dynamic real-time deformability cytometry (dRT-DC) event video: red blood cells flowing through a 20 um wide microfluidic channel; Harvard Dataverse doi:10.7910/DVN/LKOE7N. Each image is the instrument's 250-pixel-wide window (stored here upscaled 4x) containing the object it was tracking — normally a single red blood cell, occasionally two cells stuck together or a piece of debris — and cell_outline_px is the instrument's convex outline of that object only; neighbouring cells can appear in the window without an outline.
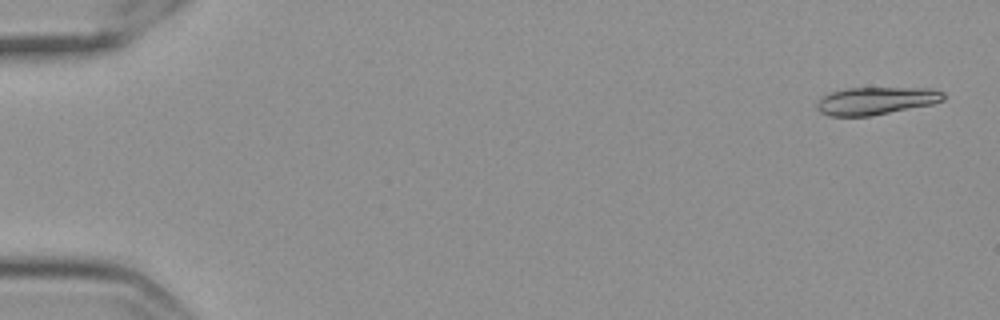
{"species": "Egyptian fruit bat (a non-hibernating species)", "species_latin": "Rousettus aegyptiacus", "temperature_condition": "cold", "stored_images_in_passage": 57, "camera_frame_rate_fps": 3000, "um_per_image_px": 0.085, "frame": {"image": 1, "passage_image": 2, "time_ms": 0.333, "image_size_px": [1000, 320], "cell_outline_px": [[944, 100], [932, 104], [868, 116], [828, 116], [820, 112], [816, 108], [816, 104], [824, 96], [832, 92], [848, 88], [932, 88], [944, 92]], "centroid_in_image_um": [74.47, 8.56], "position_along_channel_um": 10.5, "area_um2": 20.17}}
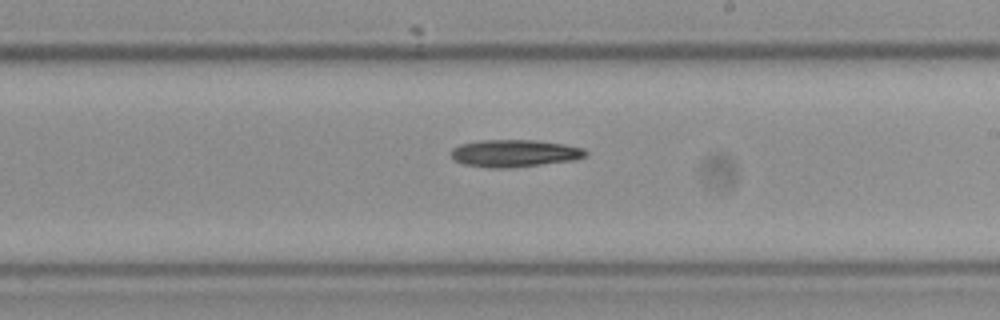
{"frame": {"image": 2, "passage_image": 34, "time_ms": 11.0, "image_size_px": [1000, 320], "cell_outline_px": [[588, 152], [584, 156], [572, 160], [512, 168], [488, 168], [464, 164], [452, 160], [452, 148], [460, 144], [480, 140], [536, 140], [564, 144], [584, 148]], "centroid_in_image_um": [43.7, 13.03], "position_along_channel_um": 245.3, "area_um2": 21.44}}
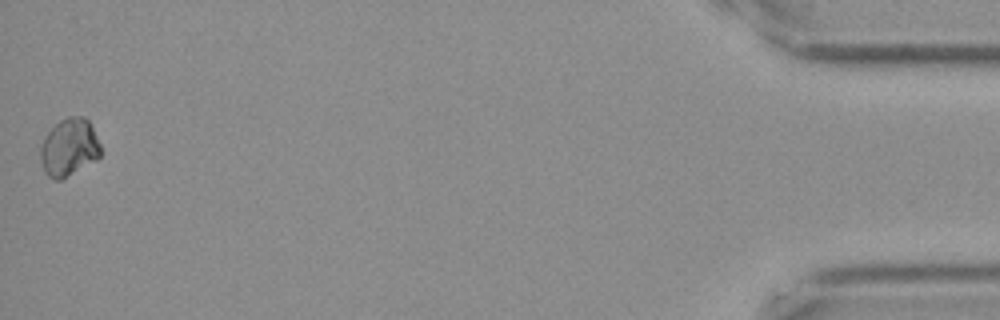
{"frame": {"image": 3, "passage_image": 57, "time_ms": 18.667, "image_size_px": [1000, 320], "cell_outline_px": [[100, 156], [96, 160], [60, 180], [56, 180], [48, 176], [44, 172], [40, 160], [40, 144], [44, 136], [60, 120], [68, 116], [84, 116], [88, 120], [100, 144]], "centroid_in_image_um": [5.84, 12.53], "position_along_channel_um": 429.4, "area_um2": 20.17}}